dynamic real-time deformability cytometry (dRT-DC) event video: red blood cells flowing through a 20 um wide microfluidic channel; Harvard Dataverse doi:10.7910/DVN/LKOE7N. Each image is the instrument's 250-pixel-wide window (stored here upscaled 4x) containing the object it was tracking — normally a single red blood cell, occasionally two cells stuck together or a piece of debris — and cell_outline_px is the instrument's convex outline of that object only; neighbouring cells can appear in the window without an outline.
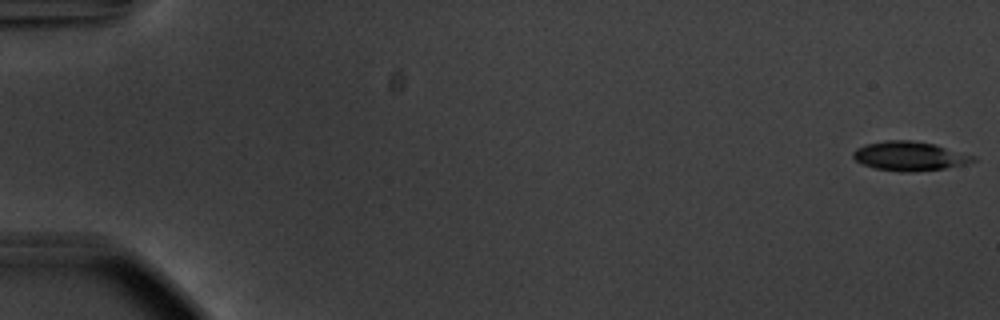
{"species": "common noctule bat (a hibernating species)", "species_latin": "Nyctalus noctula", "temperature_condition": "warm", "stored_images_in_passage": 55, "camera_frame_rate_fps": 3000, "um_per_image_px": 0.085, "animal": {"sex": "male", "body_mass_g": 20.1, "forearm_length_mm": 53.5}, "frame": {"image": 1, "passage_image": 1, "time_ms": 0.0, "image_size_px": [1000, 320], "cell_outline_px": [[976, 160], [964, 164], [944, 168], [912, 172], [900, 172], [876, 168], [864, 164], [856, 160], [852, 156], [852, 152], [856, 148], [864, 144], [884, 140], [912, 140], [936, 144], [976, 156]], "centroid_in_image_um": [77.3, 13.25], "position_along_channel_um": 7.7, "area_um2": 20.46}}
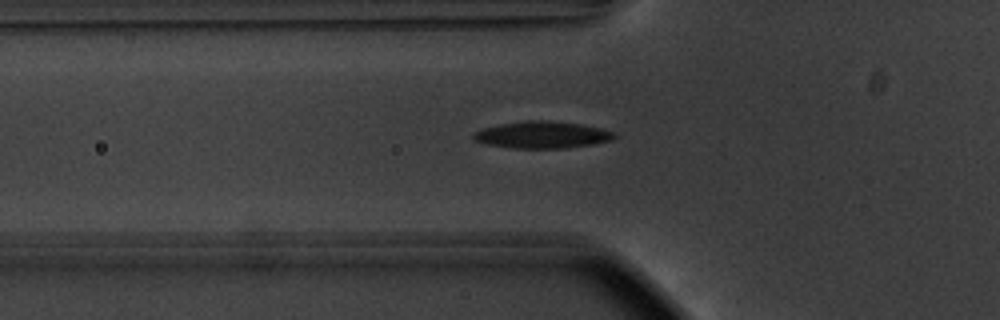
{"frame": {"image": 2, "passage_image": 20, "time_ms": 6.333, "image_size_px": [1000, 320], "cell_outline_px": [[616, 136], [612, 140], [592, 144], [564, 148], [512, 148], [488, 144], [472, 140], [472, 132], [484, 128], [500, 124], [528, 120], [544, 120], [580, 124], [600, 128], [616, 132]], "centroid_in_image_um": [46.07, 11.46], "position_along_channel_um": 79.7, "area_um2": 22.02}}
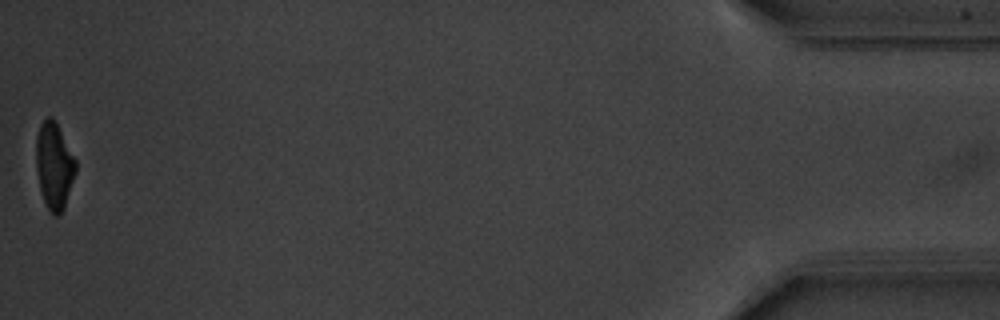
{"frame": {"image": 3, "passage_image": 55, "time_ms": 18.0, "image_size_px": [1000, 320], "cell_outline_px": [[76, 172], [64, 208], [56, 216], [48, 208], [44, 200], [40, 188], [36, 168], [36, 136], [40, 124], [48, 116], [52, 116], [76, 160]], "centroid_in_image_um": [4.6, 14.06], "position_along_channel_um": 430.6, "area_um2": 19.65}, "authors_computed_cell_mechanics": {"area_um2": 20.8658, "velocity_mm_per_s": 3.7551, "shape_relaxation_time_tau1_ms": 2.622, "shape_relaxation_time_tau2_ms": 3.0714, "deformation_change_tau1": 0.1477, "deformation_change_tau2": 0.1062}}